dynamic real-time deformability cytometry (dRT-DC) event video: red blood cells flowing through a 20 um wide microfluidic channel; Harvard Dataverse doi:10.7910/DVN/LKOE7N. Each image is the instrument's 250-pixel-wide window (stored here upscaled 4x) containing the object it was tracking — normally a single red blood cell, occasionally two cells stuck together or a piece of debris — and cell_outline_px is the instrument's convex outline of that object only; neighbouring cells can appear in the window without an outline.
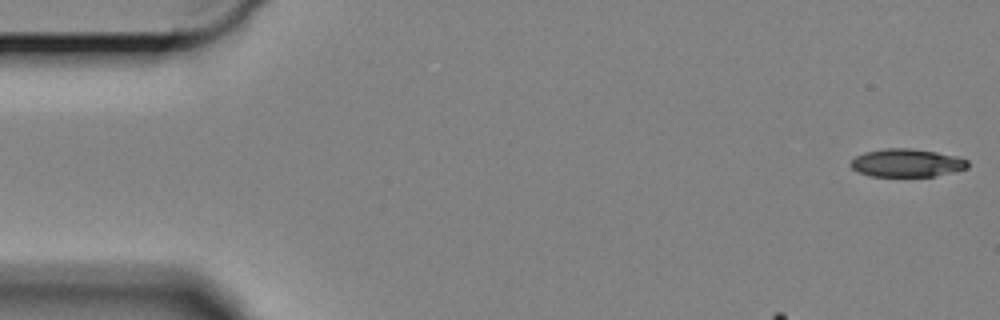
{"species": "Egyptian fruit bat (a non-hibernating species)", "species_latin": "Rousettus aegyptiacus", "temperature_condition": "cold", "stored_images_in_passage": 59, "camera_frame_rate_fps": 3000, "um_per_image_px": 0.085, "animal": {"sex": "female"}, "frame": {"image": 1, "passage_image": 1, "time_ms": 0.0, "image_size_px": [1000, 320], "cell_outline_px": [[968, 168], [936, 176], [872, 176], [860, 172], [852, 168], [848, 164], [856, 156], [864, 152], [884, 148], [912, 148], [960, 156], [968, 160]], "centroid_in_image_um": [77.1, 13.83], "position_along_channel_um": 7.9, "area_um2": 19.25}}